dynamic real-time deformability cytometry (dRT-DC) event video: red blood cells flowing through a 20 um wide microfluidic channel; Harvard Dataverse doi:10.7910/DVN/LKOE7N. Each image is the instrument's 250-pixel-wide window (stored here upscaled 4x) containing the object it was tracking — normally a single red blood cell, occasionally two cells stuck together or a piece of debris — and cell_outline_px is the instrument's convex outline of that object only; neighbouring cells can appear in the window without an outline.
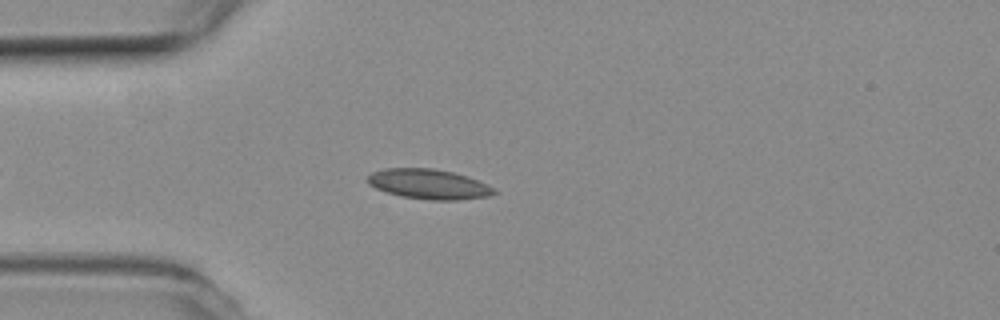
{"species": "common noctule bat (a hibernating species)", "species_latin": "Nyctalus noctula", "temperature_condition": "room temperature", "stored_images_in_passage": 47, "camera_frame_rate_fps": 3000, "um_per_image_px": 0.085, "animal": {"sex": "female", "body_mass_g": 19.3, "forearm_length_mm": 54.1}, "frame": {"image": 1, "passage_image": 10, "time_ms": 3.0, "image_size_px": [1000, 320], "cell_outline_px": [[500, 192], [488, 196], [456, 200], [432, 200], [400, 196], [376, 188], [368, 184], [368, 176], [372, 172], [384, 168], [432, 168], [452, 172], [468, 176]], "centroid_in_image_um": [36.43, 15.65], "position_along_channel_um": 48.6, "area_um2": 21.85}}
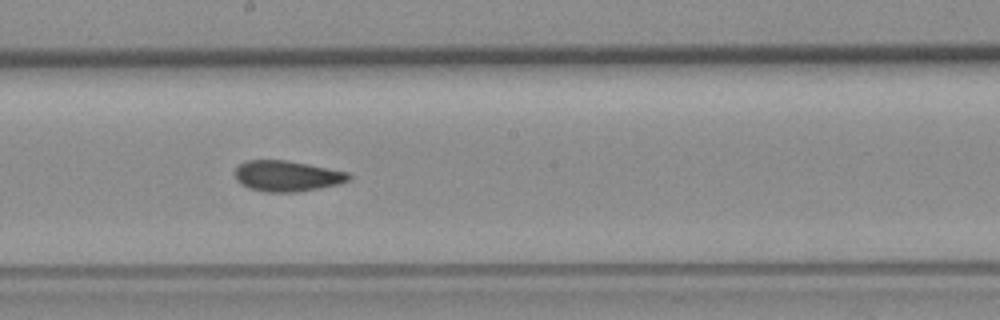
{"frame": {"image": 2, "passage_image": 25, "time_ms": 8.0, "image_size_px": [1000, 320], "cell_outline_px": [[352, 180], [340, 184], [320, 188], [296, 192], [264, 192], [248, 188], [240, 184], [236, 180], [236, 168], [240, 164], [248, 160], [284, 160], [348, 172], [352, 176]], "centroid_in_image_um": [24.41, 14.98], "position_along_channel_um": 223.8, "area_um2": 20.4}}
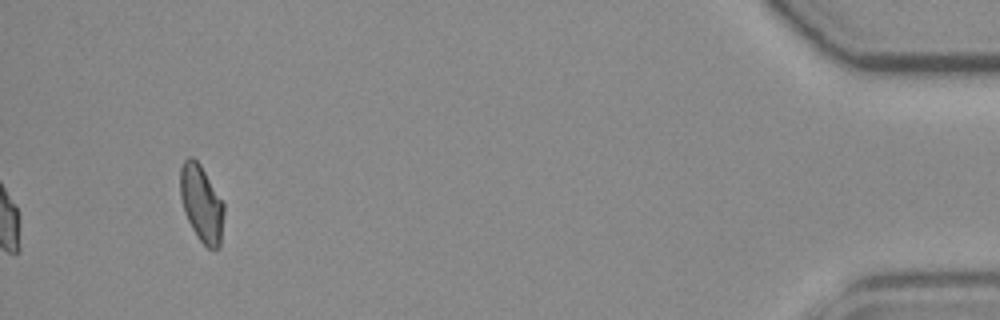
{"frame": {"image": 3, "passage_image": 47, "time_ms": 15.333, "image_size_px": [1000, 320], "cell_outline_px": [[224, 212], [220, 248], [208, 248], [196, 236], [184, 212], [180, 196], [180, 168], [184, 160], [188, 156], [192, 156], [200, 164], [224, 204]], "centroid_in_image_um": [17.11, 17.29], "position_along_channel_um": 418.1, "area_um2": 19.48}, "authors_computed_cell_mechanics": {"area_um2": 20.519, "velocity_mm_per_s": 3.7414, "shape_relaxation_time_tau1_ms": null, "shape_relaxation_time_tau2_ms": 3.1949, "deformation_change_tau1": null, "deformation_change_tau2": 0.088}}